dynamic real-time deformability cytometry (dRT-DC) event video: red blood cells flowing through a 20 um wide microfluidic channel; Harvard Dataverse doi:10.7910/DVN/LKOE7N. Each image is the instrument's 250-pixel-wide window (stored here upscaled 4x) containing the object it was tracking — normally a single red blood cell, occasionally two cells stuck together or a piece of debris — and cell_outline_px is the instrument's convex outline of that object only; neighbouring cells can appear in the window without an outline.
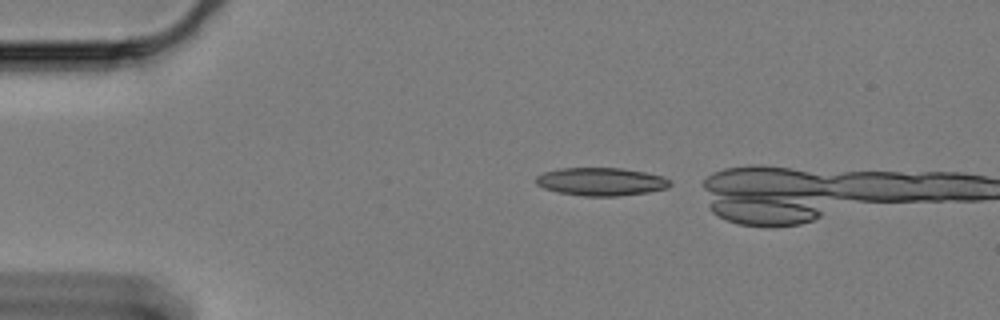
{"species": "Egyptian fruit bat (a non-hibernating species)", "species_latin": "Rousettus aegyptiacus", "temperature_condition": "cold", "stored_images_in_passage": 7, "camera_frame_rate_fps": 3000, "um_per_image_px": 0.085, "animal": {"sex": "female"}, "frame": {"image": 1, "passage_image": 1, "time_ms": 0.0, "image_size_px": [1000, 320], "cell_outline_px": [[672, 184], [668, 188], [648, 192], [616, 196], [584, 196], [556, 192], [544, 188], [536, 184], [536, 176], [544, 172], [560, 168], [620, 168], [644, 172], [664, 176]], "centroid_in_image_um": [51.08, 15.44], "position_along_channel_um": 33.9, "area_um2": 21.91}}